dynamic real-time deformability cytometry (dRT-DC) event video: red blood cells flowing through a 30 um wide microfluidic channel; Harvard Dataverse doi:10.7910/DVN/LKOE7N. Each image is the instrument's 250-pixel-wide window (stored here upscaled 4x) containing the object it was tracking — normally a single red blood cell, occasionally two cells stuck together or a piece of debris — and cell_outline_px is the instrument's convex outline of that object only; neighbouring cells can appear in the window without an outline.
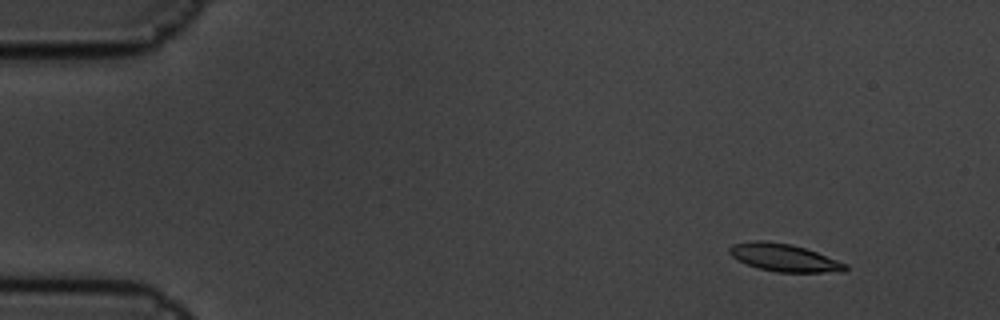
{"species": "common noctule bat (a hibernating species)", "species_latin": "Nyctalus noctula", "temperature_condition": "cold", "stored_images_in_passage": 10, "camera_frame_rate_fps": 3000, "um_per_image_px": 0.085, "animal": {"sex": "male", "body_mass_g": 19.5, "forearm_length_mm": 54.6}, "frame": {"image": 1, "passage_image": 1, "time_ms": 0.0, "image_size_px": [1000, 320], "cell_outline_px": [[848, 268], [844, 272], [776, 272], [756, 268], [732, 256], [728, 252], [728, 248], [732, 244], [752, 240], [764, 240], [792, 244], [816, 252], [848, 264]], "centroid_in_image_um": [66.64, 21.89], "position_along_channel_um": 18.4, "area_um2": 18.73}}
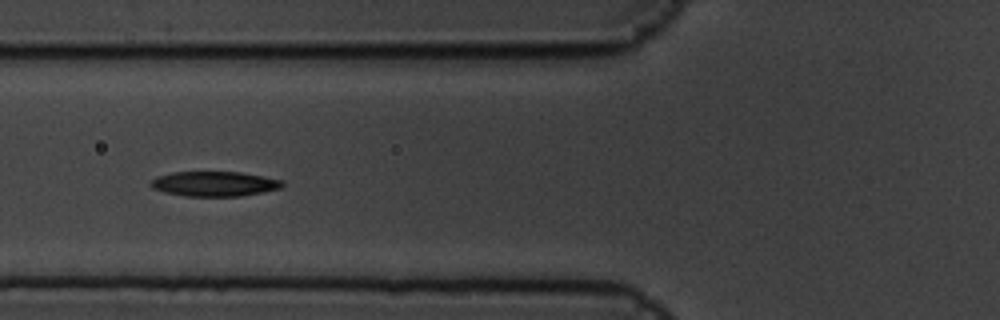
{"frame": {"image": 2, "passage_image": 6, "time_ms": 1.667, "image_size_px": [1000, 320], "cell_outline_px": [[284, 184], [280, 188], [240, 196], [184, 196], [164, 192], [152, 188], [148, 184], [148, 180], [156, 176], [172, 172], [240, 172], [264, 176], [284, 180]], "centroid_in_image_um": [18.16, 15.62], "position_along_channel_um": 107.6, "area_um2": 19.25}}
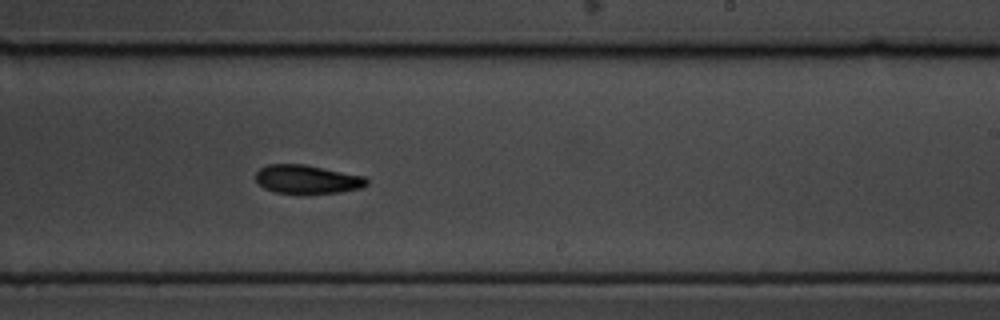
{"frame": {"image": 3, "passage_image": 10, "time_ms": 3.0, "image_size_px": [1000, 320], "cell_outline_px": [[368, 184], [360, 188], [340, 192], [276, 192], [264, 188], [256, 180], [256, 172], [260, 168], [268, 164], [304, 164], [364, 176], [368, 180]], "centroid_in_image_um": [26.11, 15.21], "position_along_channel_um": 262.9, "area_um2": 18.09}}